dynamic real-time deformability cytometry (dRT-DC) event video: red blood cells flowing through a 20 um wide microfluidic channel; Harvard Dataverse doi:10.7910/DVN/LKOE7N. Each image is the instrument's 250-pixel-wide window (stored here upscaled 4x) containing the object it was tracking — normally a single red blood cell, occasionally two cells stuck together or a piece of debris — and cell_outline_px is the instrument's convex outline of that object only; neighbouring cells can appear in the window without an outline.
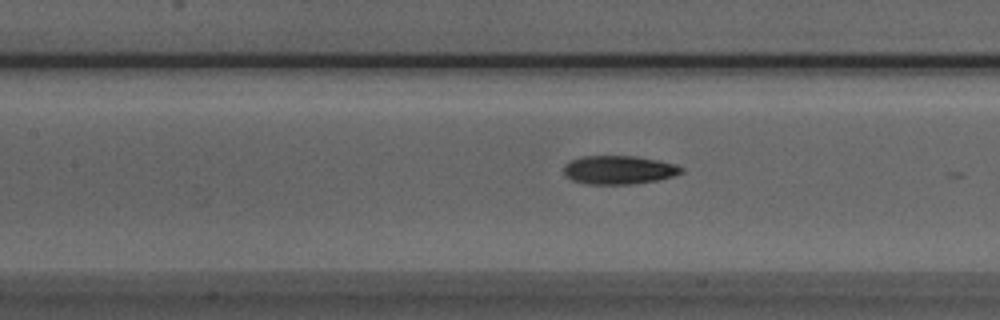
{"species": "Egyptian fruit bat (a non-hibernating species)", "species_latin": "Rousettus aegyptiacus", "temperature_condition": "room temperature", "stored_images_in_passage": 22, "camera_frame_rate_fps": 3000, "um_per_image_px": 0.085, "animal": {"sex": "male"}, "frame": {"image": 1, "passage_image": 11, "time_ms": 3.333, "image_size_px": [1000, 320], "cell_outline_px": [[684, 172], [672, 176], [656, 180], [632, 184], [584, 184], [572, 180], [564, 176], [564, 164], [572, 160], [584, 156], [636, 156], [676, 164], [684, 168]], "centroid_in_image_um": [52.58, 14.44], "position_along_channel_um": 154.8, "area_um2": 19.59}}
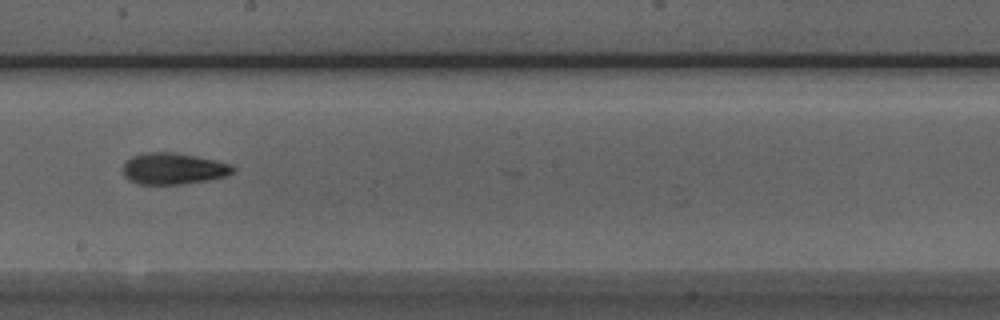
{"frame": {"image": 2, "passage_image": 17, "time_ms": 5.333, "image_size_px": [1000, 320], "cell_outline_px": [[236, 168], [228, 176], [208, 180], [184, 184], [140, 184], [128, 180], [124, 176], [120, 168], [132, 156], [144, 152], [176, 152], [216, 160], [232, 164]], "centroid_in_image_um": [14.73, 14.33], "position_along_channel_um": 233.5, "area_um2": 20.46}}
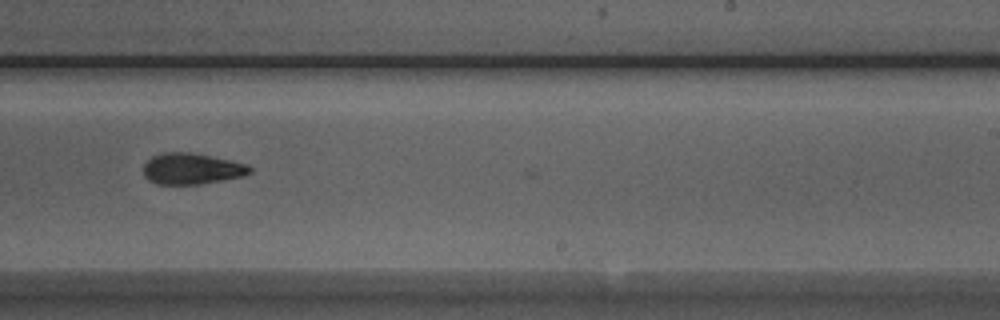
{"frame": {"image": 3, "passage_image": 20, "time_ms": 6.333, "image_size_px": [1000, 320], "cell_outline_px": [[252, 172], [244, 176], [200, 184], [156, 184], [148, 180], [144, 176], [144, 164], [152, 156], [164, 152], [188, 152], [248, 164], [252, 168]], "centroid_in_image_um": [16.29, 14.35], "position_along_channel_um": 272.7, "area_um2": 19.19}}